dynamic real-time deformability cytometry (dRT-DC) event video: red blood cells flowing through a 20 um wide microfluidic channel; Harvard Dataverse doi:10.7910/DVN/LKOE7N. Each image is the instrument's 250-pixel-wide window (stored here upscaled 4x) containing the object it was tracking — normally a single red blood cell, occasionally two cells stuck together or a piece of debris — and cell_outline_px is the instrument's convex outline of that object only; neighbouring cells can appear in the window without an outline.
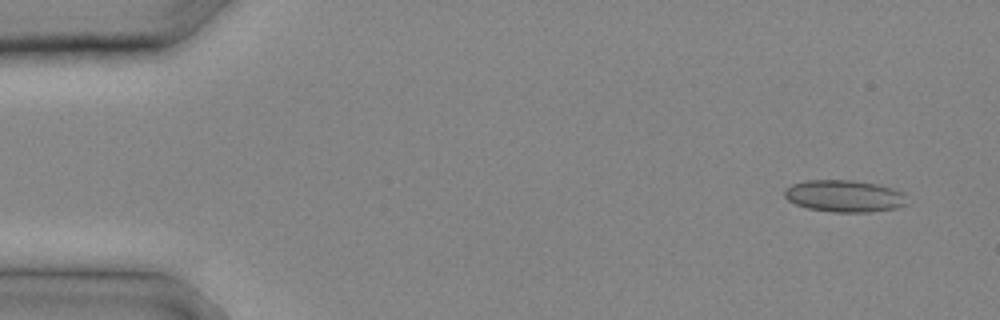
{"species": "common noctule bat (a hibernating species)", "species_latin": "Nyctalus noctula", "temperature_condition": "cold", "stored_images_in_passage": 11, "camera_frame_rate_fps": 3000, "um_per_image_px": 0.085, "animal": {"sex": "male", "body_mass_g": 20.4}, "frame": {"image": 1, "passage_image": 2, "time_ms": 0.333, "image_size_px": [1000, 320], "cell_outline_px": [[908, 204], [896, 208], [872, 212], [832, 212], [808, 208], [796, 204], [788, 200], [784, 196], [784, 188], [792, 184], [804, 180], [852, 180], [876, 184], [892, 188], [904, 192]], "centroid_in_image_um": [71.77, 16.66], "position_along_channel_um": 13.2, "area_um2": 23.0}}
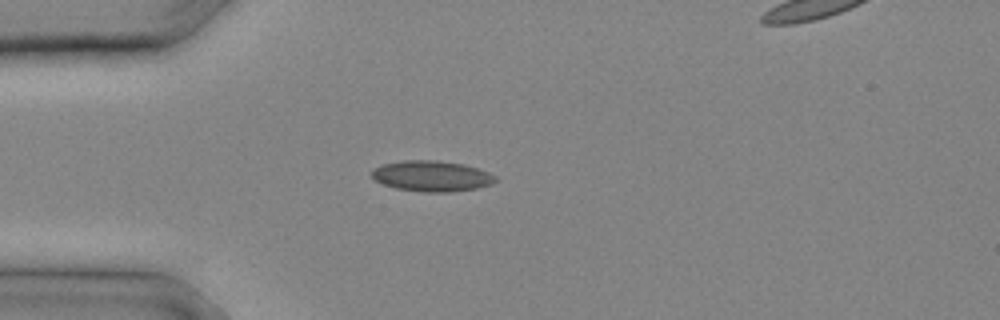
{"frame": {"image": 2, "passage_image": 7, "time_ms": 2.0, "image_size_px": [1000, 320], "cell_outline_px": [[496, 180], [492, 184], [476, 188], [452, 192], [420, 192], [396, 188], [384, 184], [376, 180], [372, 176], [372, 168], [384, 164], [404, 160], [436, 160], [464, 164], [488, 172], [496, 176]], "centroid_in_image_um": [36.7, 14.97], "position_along_channel_um": 48.3, "area_um2": 22.08}}